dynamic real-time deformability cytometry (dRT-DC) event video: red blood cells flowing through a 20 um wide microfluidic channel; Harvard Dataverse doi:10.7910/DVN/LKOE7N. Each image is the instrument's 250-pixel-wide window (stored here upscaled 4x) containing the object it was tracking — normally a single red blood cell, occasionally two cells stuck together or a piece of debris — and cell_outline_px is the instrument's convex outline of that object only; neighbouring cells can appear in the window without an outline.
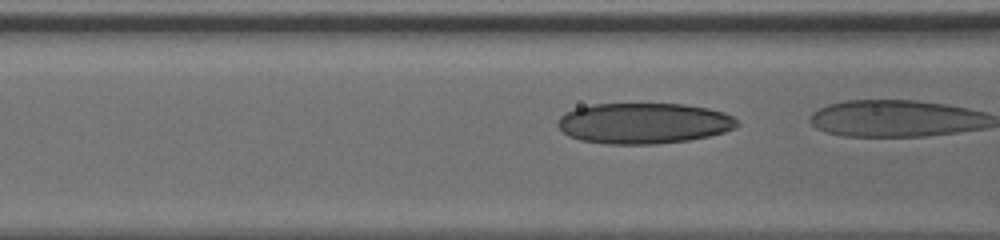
{"species": "human", "species_latin": "Homo sapiens", "temperature_condition": "cold", "stored_images_in_passage": 11, "camera_frame_rate_fps": 3000, "um_per_image_px": 0.085, "donor": {"sex": "male"}, "frame": {"image": 1, "passage_image": 10, "time_ms": 3.0, "image_size_px": [1000, 240], "cell_outline_px": [[740, 124], [736, 128], [724, 132], [708, 136], [688, 140], [656, 144], [608, 144], [580, 140], [568, 136], [556, 124], [556, 120], [560, 116], [576, 108], [592, 104], [684, 104], [708, 108], [724, 112], [732, 116]], "centroid_in_image_um": [54.72, 10.48], "position_along_channel_um": 111.9, "area_um2": 42.71}}